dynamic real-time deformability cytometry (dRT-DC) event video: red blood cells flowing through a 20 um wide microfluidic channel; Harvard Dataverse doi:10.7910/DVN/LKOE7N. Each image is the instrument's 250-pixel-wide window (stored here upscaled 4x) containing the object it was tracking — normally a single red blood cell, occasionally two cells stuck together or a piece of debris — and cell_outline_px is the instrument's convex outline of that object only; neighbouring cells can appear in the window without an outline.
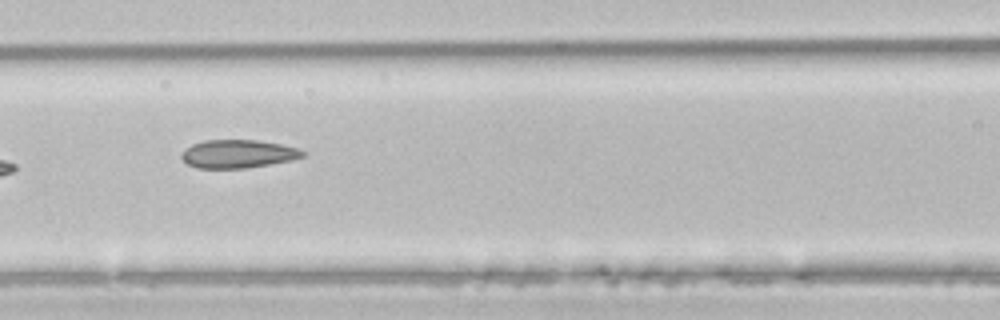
{"species": "common noctule bat (a hibernating species)", "species_latin": "Nyctalus noctula", "temperature_condition": "room temperature", "stored_images_in_passage": 6, "camera_frame_rate_fps": 3000, "um_per_image_px": 0.085, "animal": {"sex": "male", "body_mass_g": 21.5, "forearm_length_mm": 52.0}, "frame": {"image": 1, "passage_image": 5, "time_ms": 1.333, "image_size_px": [1000, 320], "cell_outline_px": [[308, 152], [304, 156], [292, 160], [244, 168], [196, 168], [188, 164], [180, 156], [184, 148], [192, 144], [204, 140], [260, 140], [300, 148]], "centroid_in_image_um": [20.24, 13.07], "position_along_channel_um": 146.4, "area_um2": 20.06}}
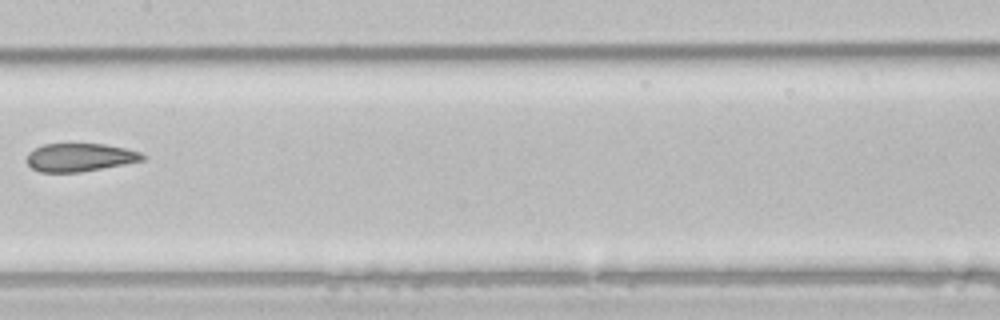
{"frame": {"image": 2, "passage_image": 6, "time_ms": 1.667, "image_size_px": [1000, 320], "cell_outline_px": [[144, 160], [124, 164], [80, 172], [40, 172], [32, 168], [28, 164], [28, 152], [44, 144], [104, 144], [124, 148], [140, 152], [144, 156]], "centroid_in_image_um": [6.78, 13.38], "position_along_channel_um": 200.6, "area_um2": 18.73}}